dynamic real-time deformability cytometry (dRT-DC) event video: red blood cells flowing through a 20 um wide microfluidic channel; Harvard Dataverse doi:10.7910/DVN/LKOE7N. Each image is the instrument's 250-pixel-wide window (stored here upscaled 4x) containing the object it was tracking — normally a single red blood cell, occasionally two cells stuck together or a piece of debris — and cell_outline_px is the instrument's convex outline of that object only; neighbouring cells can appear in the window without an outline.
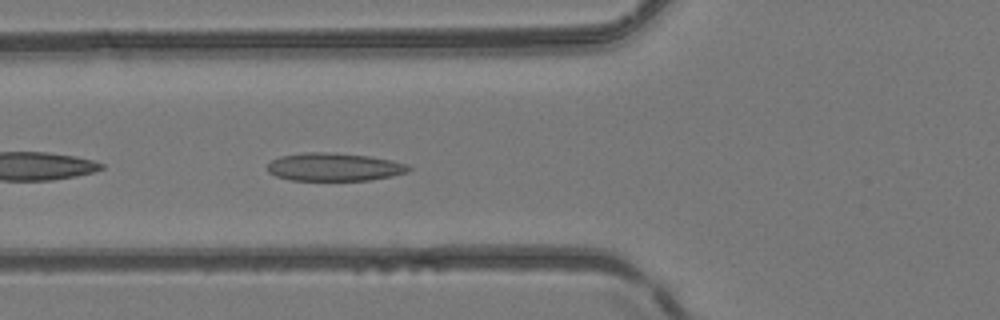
{"species": "common noctule bat (a hibernating species)", "species_latin": "Nyctalus noctula", "temperature_condition": "room temperature", "stored_images_in_passage": 36, "camera_frame_rate_fps": 3000, "um_per_image_px": 0.085, "animal": {"sex": "female", "body_mass_g": 24.6, "forearm_length_mm": 56.2}, "frame": {"image": 1, "passage_image": 5, "time_ms": 1.333, "image_size_px": [1000, 320], "cell_outline_px": [[412, 168], [408, 172], [392, 176], [368, 180], [292, 180], [276, 176], [268, 172], [268, 164], [272, 160], [280, 156], [304, 152], [324, 152], [372, 156], [392, 160], [408, 164]], "centroid_in_image_um": [28.43, 14.19], "position_along_channel_um": 97.4, "area_um2": 23.12}}
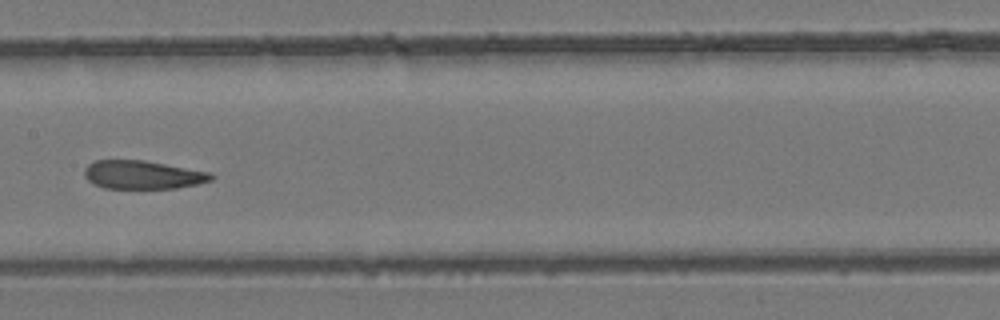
{"frame": {"image": 2, "passage_image": 12, "time_ms": 3.667, "image_size_px": [1000, 320], "cell_outline_px": [[216, 176], [212, 180], [196, 184], [176, 188], [104, 188], [88, 180], [84, 176], [84, 168], [88, 164], [96, 160], [144, 160], [212, 172]], "centroid_in_image_um": [12.16, 14.85], "position_along_channel_um": 195.2, "area_um2": 21.04}}
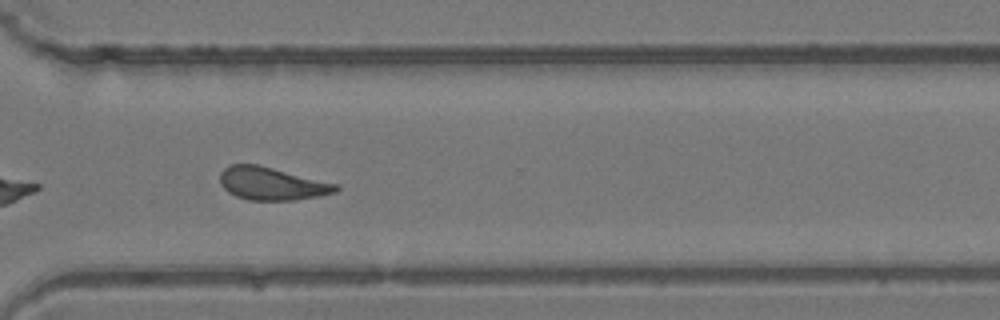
{"frame": {"image": 3, "passage_image": 23, "time_ms": 7.333, "image_size_px": [1000, 320], "cell_outline_px": [[340, 188], [336, 192], [296, 200], [248, 200], [236, 196], [228, 192], [220, 184], [220, 172], [228, 164], [256, 164], [340, 184]], "centroid_in_image_um": [23.1, 15.6], "position_along_channel_um": 347.5, "area_um2": 22.25}, "authors_computed_cell_mechanics": {"area_um2": 22.2819, "velocity_mm_per_s": 4.1551, "shape_relaxation_time_tau1_ms": 8.2124, "shape_relaxation_time_tau2_ms": 2.3037, "deformation_change_tau1": 0.1776, "deformation_change_tau2": 0.0988}}